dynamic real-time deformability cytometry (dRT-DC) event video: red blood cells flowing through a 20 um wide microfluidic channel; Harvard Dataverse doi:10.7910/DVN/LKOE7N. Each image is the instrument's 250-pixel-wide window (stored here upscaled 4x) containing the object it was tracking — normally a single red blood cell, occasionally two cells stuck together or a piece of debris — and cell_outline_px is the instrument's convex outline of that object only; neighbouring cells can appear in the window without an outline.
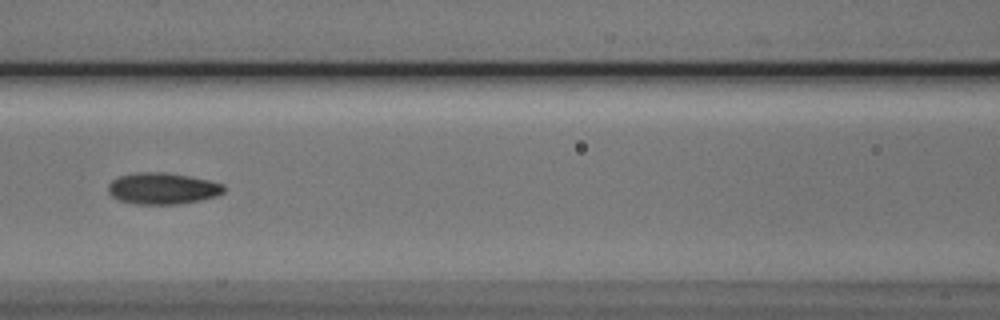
{"species": "Egyptian fruit bat (a non-hibernating species)", "species_latin": "Rousettus aegyptiacus", "temperature_condition": "cold", "stored_images_in_passage": 6, "camera_frame_rate_fps": 3000, "um_per_image_px": 0.085, "animal": {"sex": "male"}, "frame": {"image": 1, "passage_image": 6, "time_ms": 5.667, "image_size_px": [1000, 320], "cell_outline_px": [[224, 192], [216, 196], [200, 200], [180, 204], [132, 204], [120, 200], [112, 196], [108, 192], [108, 184], [112, 180], [120, 176], [136, 172], [164, 172], [188, 176], [208, 180], [224, 184]], "centroid_in_image_um": [13.8, 16.02], "position_along_channel_um": 152.8, "area_um2": 21.21}}